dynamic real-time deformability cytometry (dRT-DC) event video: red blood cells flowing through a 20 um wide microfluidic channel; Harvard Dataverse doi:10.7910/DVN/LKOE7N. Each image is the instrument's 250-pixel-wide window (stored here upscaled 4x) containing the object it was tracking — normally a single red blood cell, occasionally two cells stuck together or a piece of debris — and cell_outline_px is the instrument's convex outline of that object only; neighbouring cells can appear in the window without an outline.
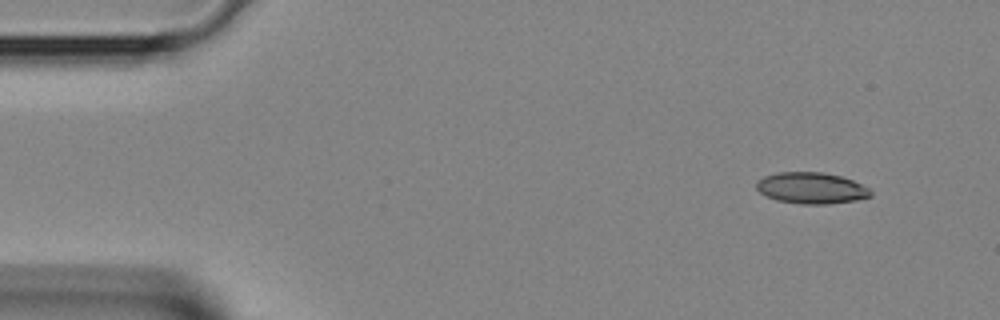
{"species": "Egyptian fruit bat (a non-hibernating species)", "species_latin": "Rousettus aegyptiacus", "temperature_condition": "room temperature", "stored_images_in_passage": 4, "camera_frame_rate_fps": 3000, "um_per_image_px": 0.085, "animal": {"sex": "female"}, "frame": {"image": 1, "passage_image": 1, "time_ms": 0.0, "image_size_px": [1000, 320], "cell_outline_px": [[872, 196], [856, 200], [828, 204], [800, 204], [776, 200], [760, 192], [756, 188], [756, 180], [764, 176], [776, 172], [824, 172], [840, 176], [852, 180], [868, 188], [872, 192]], "centroid_in_image_um": [68.94, 15.98], "position_along_channel_um": 16.1, "area_um2": 20.87}}
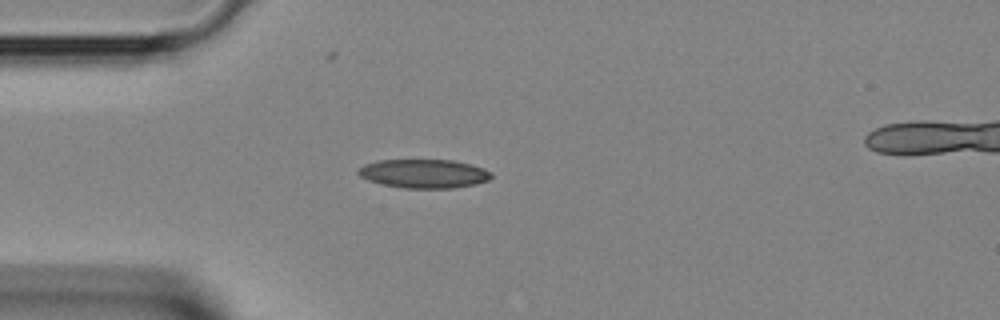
{"frame": {"image": 2, "passage_image": 3, "time_ms": 0.667, "image_size_px": [1000, 320], "cell_outline_px": [[492, 176], [488, 180], [472, 184], [452, 188], [404, 188], [384, 184], [368, 180], [360, 176], [356, 172], [364, 164], [380, 160], [452, 160], [484, 168], [492, 172]], "centroid_in_image_um": [36.02, 14.75], "position_along_channel_um": 49.0, "area_um2": 22.08}}